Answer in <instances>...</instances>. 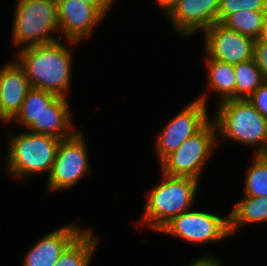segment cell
I'll return each mask as SVG.
<instances>
[{
    "label": "cell",
    "mask_w": 267,
    "mask_h": 266,
    "mask_svg": "<svg viewBox=\"0 0 267 266\" xmlns=\"http://www.w3.org/2000/svg\"><path fill=\"white\" fill-rule=\"evenodd\" d=\"M62 39L21 48L17 62L23 68L32 88L67 97L72 76V51Z\"/></svg>",
    "instance_id": "cell-1"
},
{
    "label": "cell",
    "mask_w": 267,
    "mask_h": 266,
    "mask_svg": "<svg viewBox=\"0 0 267 266\" xmlns=\"http://www.w3.org/2000/svg\"><path fill=\"white\" fill-rule=\"evenodd\" d=\"M68 104L65 97L31 87L20 111L11 121H17L32 133L68 139L77 132L71 123Z\"/></svg>",
    "instance_id": "cell-2"
},
{
    "label": "cell",
    "mask_w": 267,
    "mask_h": 266,
    "mask_svg": "<svg viewBox=\"0 0 267 266\" xmlns=\"http://www.w3.org/2000/svg\"><path fill=\"white\" fill-rule=\"evenodd\" d=\"M147 194L141 225L159 231L172 218L191 209L199 181L190 177L169 176Z\"/></svg>",
    "instance_id": "cell-3"
},
{
    "label": "cell",
    "mask_w": 267,
    "mask_h": 266,
    "mask_svg": "<svg viewBox=\"0 0 267 266\" xmlns=\"http://www.w3.org/2000/svg\"><path fill=\"white\" fill-rule=\"evenodd\" d=\"M213 118L217 134L237 143L255 146V154L267 149V119L247 99H229L218 104ZM257 146V147H256Z\"/></svg>",
    "instance_id": "cell-4"
},
{
    "label": "cell",
    "mask_w": 267,
    "mask_h": 266,
    "mask_svg": "<svg viewBox=\"0 0 267 266\" xmlns=\"http://www.w3.org/2000/svg\"><path fill=\"white\" fill-rule=\"evenodd\" d=\"M57 11V0H17L12 25L14 43L25 48L63 39L52 36L60 31Z\"/></svg>",
    "instance_id": "cell-5"
},
{
    "label": "cell",
    "mask_w": 267,
    "mask_h": 266,
    "mask_svg": "<svg viewBox=\"0 0 267 266\" xmlns=\"http://www.w3.org/2000/svg\"><path fill=\"white\" fill-rule=\"evenodd\" d=\"M60 141L57 137L28 130L27 133L12 134L6 156L8 172L18 179L42 172L49 175Z\"/></svg>",
    "instance_id": "cell-6"
},
{
    "label": "cell",
    "mask_w": 267,
    "mask_h": 266,
    "mask_svg": "<svg viewBox=\"0 0 267 266\" xmlns=\"http://www.w3.org/2000/svg\"><path fill=\"white\" fill-rule=\"evenodd\" d=\"M217 138V126L214 120H210L199 132L185 140L177 150L160 162L162 173L199 181L203 168L218 143Z\"/></svg>",
    "instance_id": "cell-7"
},
{
    "label": "cell",
    "mask_w": 267,
    "mask_h": 266,
    "mask_svg": "<svg viewBox=\"0 0 267 266\" xmlns=\"http://www.w3.org/2000/svg\"><path fill=\"white\" fill-rule=\"evenodd\" d=\"M159 232L194 244L219 242L231 237L229 216L189 209L172 218Z\"/></svg>",
    "instance_id": "cell-8"
},
{
    "label": "cell",
    "mask_w": 267,
    "mask_h": 266,
    "mask_svg": "<svg viewBox=\"0 0 267 266\" xmlns=\"http://www.w3.org/2000/svg\"><path fill=\"white\" fill-rule=\"evenodd\" d=\"M83 135L77 131L72 137L60 141L47 179L49 190L55 192L72 188L85 174L90 173L88 150Z\"/></svg>",
    "instance_id": "cell-9"
},
{
    "label": "cell",
    "mask_w": 267,
    "mask_h": 266,
    "mask_svg": "<svg viewBox=\"0 0 267 266\" xmlns=\"http://www.w3.org/2000/svg\"><path fill=\"white\" fill-rule=\"evenodd\" d=\"M207 94L206 92V94L191 101L159 132L155 148L160 162L210 121L206 110Z\"/></svg>",
    "instance_id": "cell-10"
},
{
    "label": "cell",
    "mask_w": 267,
    "mask_h": 266,
    "mask_svg": "<svg viewBox=\"0 0 267 266\" xmlns=\"http://www.w3.org/2000/svg\"><path fill=\"white\" fill-rule=\"evenodd\" d=\"M205 53L212 59L238 64L253 58L255 40L217 22L206 29Z\"/></svg>",
    "instance_id": "cell-11"
},
{
    "label": "cell",
    "mask_w": 267,
    "mask_h": 266,
    "mask_svg": "<svg viewBox=\"0 0 267 266\" xmlns=\"http://www.w3.org/2000/svg\"><path fill=\"white\" fill-rule=\"evenodd\" d=\"M57 9L61 35L73 45L93 35L95 26L106 16L84 0H57Z\"/></svg>",
    "instance_id": "cell-12"
},
{
    "label": "cell",
    "mask_w": 267,
    "mask_h": 266,
    "mask_svg": "<svg viewBox=\"0 0 267 266\" xmlns=\"http://www.w3.org/2000/svg\"><path fill=\"white\" fill-rule=\"evenodd\" d=\"M220 0H179L167 16L181 36L204 32L218 22Z\"/></svg>",
    "instance_id": "cell-13"
},
{
    "label": "cell",
    "mask_w": 267,
    "mask_h": 266,
    "mask_svg": "<svg viewBox=\"0 0 267 266\" xmlns=\"http://www.w3.org/2000/svg\"><path fill=\"white\" fill-rule=\"evenodd\" d=\"M30 88L29 80L17 61L0 68V113L7 122H11L20 111Z\"/></svg>",
    "instance_id": "cell-14"
},
{
    "label": "cell",
    "mask_w": 267,
    "mask_h": 266,
    "mask_svg": "<svg viewBox=\"0 0 267 266\" xmlns=\"http://www.w3.org/2000/svg\"><path fill=\"white\" fill-rule=\"evenodd\" d=\"M78 224H66L47 233L25 254L22 266H53L64 249L82 232Z\"/></svg>",
    "instance_id": "cell-15"
},
{
    "label": "cell",
    "mask_w": 267,
    "mask_h": 266,
    "mask_svg": "<svg viewBox=\"0 0 267 266\" xmlns=\"http://www.w3.org/2000/svg\"><path fill=\"white\" fill-rule=\"evenodd\" d=\"M229 230L231 237L242 226L267 221V197L247 196L240 200L229 213Z\"/></svg>",
    "instance_id": "cell-16"
},
{
    "label": "cell",
    "mask_w": 267,
    "mask_h": 266,
    "mask_svg": "<svg viewBox=\"0 0 267 266\" xmlns=\"http://www.w3.org/2000/svg\"><path fill=\"white\" fill-rule=\"evenodd\" d=\"M205 65L208 76V89L221 95L220 102L235 99L236 76L234 65L210 58L206 54Z\"/></svg>",
    "instance_id": "cell-17"
},
{
    "label": "cell",
    "mask_w": 267,
    "mask_h": 266,
    "mask_svg": "<svg viewBox=\"0 0 267 266\" xmlns=\"http://www.w3.org/2000/svg\"><path fill=\"white\" fill-rule=\"evenodd\" d=\"M91 230L82 232L64 249L53 266H89L98 240Z\"/></svg>",
    "instance_id": "cell-18"
},
{
    "label": "cell",
    "mask_w": 267,
    "mask_h": 266,
    "mask_svg": "<svg viewBox=\"0 0 267 266\" xmlns=\"http://www.w3.org/2000/svg\"><path fill=\"white\" fill-rule=\"evenodd\" d=\"M267 11H249L243 9L228 15L221 24L230 30L258 40L261 36Z\"/></svg>",
    "instance_id": "cell-19"
},
{
    "label": "cell",
    "mask_w": 267,
    "mask_h": 266,
    "mask_svg": "<svg viewBox=\"0 0 267 266\" xmlns=\"http://www.w3.org/2000/svg\"><path fill=\"white\" fill-rule=\"evenodd\" d=\"M235 99H248L263 83L264 78L254 58L234 65Z\"/></svg>",
    "instance_id": "cell-20"
},
{
    "label": "cell",
    "mask_w": 267,
    "mask_h": 266,
    "mask_svg": "<svg viewBox=\"0 0 267 266\" xmlns=\"http://www.w3.org/2000/svg\"><path fill=\"white\" fill-rule=\"evenodd\" d=\"M253 160L245 176L244 195L267 197V159L255 154Z\"/></svg>",
    "instance_id": "cell-21"
},
{
    "label": "cell",
    "mask_w": 267,
    "mask_h": 266,
    "mask_svg": "<svg viewBox=\"0 0 267 266\" xmlns=\"http://www.w3.org/2000/svg\"><path fill=\"white\" fill-rule=\"evenodd\" d=\"M243 9L267 11V0H220L218 22L221 23L228 15Z\"/></svg>",
    "instance_id": "cell-22"
},
{
    "label": "cell",
    "mask_w": 267,
    "mask_h": 266,
    "mask_svg": "<svg viewBox=\"0 0 267 266\" xmlns=\"http://www.w3.org/2000/svg\"><path fill=\"white\" fill-rule=\"evenodd\" d=\"M254 108L267 119V82L264 83L247 99Z\"/></svg>",
    "instance_id": "cell-23"
},
{
    "label": "cell",
    "mask_w": 267,
    "mask_h": 266,
    "mask_svg": "<svg viewBox=\"0 0 267 266\" xmlns=\"http://www.w3.org/2000/svg\"><path fill=\"white\" fill-rule=\"evenodd\" d=\"M253 58L267 82V42L255 40Z\"/></svg>",
    "instance_id": "cell-24"
},
{
    "label": "cell",
    "mask_w": 267,
    "mask_h": 266,
    "mask_svg": "<svg viewBox=\"0 0 267 266\" xmlns=\"http://www.w3.org/2000/svg\"><path fill=\"white\" fill-rule=\"evenodd\" d=\"M219 263L217 258L210 256H201L194 260V262H191L188 266H216Z\"/></svg>",
    "instance_id": "cell-25"
},
{
    "label": "cell",
    "mask_w": 267,
    "mask_h": 266,
    "mask_svg": "<svg viewBox=\"0 0 267 266\" xmlns=\"http://www.w3.org/2000/svg\"><path fill=\"white\" fill-rule=\"evenodd\" d=\"M87 1L96 7H98L105 15H107L108 11L112 7L114 1L116 0H84Z\"/></svg>",
    "instance_id": "cell-26"
},
{
    "label": "cell",
    "mask_w": 267,
    "mask_h": 266,
    "mask_svg": "<svg viewBox=\"0 0 267 266\" xmlns=\"http://www.w3.org/2000/svg\"><path fill=\"white\" fill-rule=\"evenodd\" d=\"M160 8H163V12H166V16L169 15L176 7L179 0H155Z\"/></svg>",
    "instance_id": "cell-27"
},
{
    "label": "cell",
    "mask_w": 267,
    "mask_h": 266,
    "mask_svg": "<svg viewBox=\"0 0 267 266\" xmlns=\"http://www.w3.org/2000/svg\"><path fill=\"white\" fill-rule=\"evenodd\" d=\"M258 40L267 42V12H266V17H265L262 33Z\"/></svg>",
    "instance_id": "cell-28"
},
{
    "label": "cell",
    "mask_w": 267,
    "mask_h": 266,
    "mask_svg": "<svg viewBox=\"0 0 267 266\" xmlns=\"http://www.w3.org/2000/svg\"><path fill=\"white\" fill-rule=\"evenodd\" d=\"M0 122H2V123L6 122V124H7V121L2 117L1 113H0Z\"/></svg>",
    "instance_id": "cell-29"
},
{
    "label": "cell",
    "mask_w": 267,
    "mask_h": 266,
    "mask_svg": "<svg viewBox=\"0 0 267 266\" xmlns=\"http://www.w3.org/2000/svg\"><path fill=\"white\" fill-rule=\"evenodd\" d=\"M263 155H264L265 158L267 159V149L265 150V152L263 153Z\"/></svg>",
    "instance_id": "cell-30"
}]
</instances>
